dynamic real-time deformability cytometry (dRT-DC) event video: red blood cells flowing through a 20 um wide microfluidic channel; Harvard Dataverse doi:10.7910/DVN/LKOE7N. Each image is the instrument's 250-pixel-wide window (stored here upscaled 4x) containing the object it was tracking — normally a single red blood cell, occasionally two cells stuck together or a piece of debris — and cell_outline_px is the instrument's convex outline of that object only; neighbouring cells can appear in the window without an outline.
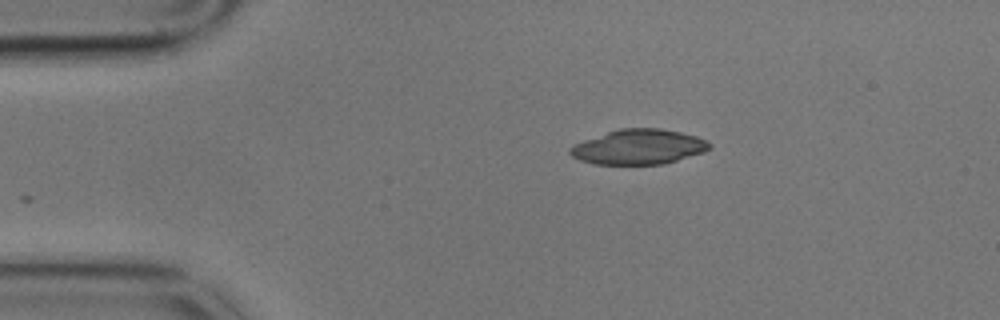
{"species": "common noctule bat (a hibernating species)", "species_latin": "Nyctalus noctula", "temperature_condition": "cold", "stored_images_in_passage": 48, "camera_frame_rate_fps": 3000, "um_per_image_px": 0.085, "animal": {"sex": "male", "body_mass_g": 17.9}, "frame": {"image": 1, "passage_image": 1, "time_ms": 0.0, "image_size_px": [1000, 320], "cell_outline_px": [[712, 148], [704, 152], [664, 164], [596, 164], [580, 160], [572, 156], [568, 152], [568, 148], [584, 140], [620, 128], [660, 128], [680, 132], [696, 136], [708, 140], [712, 144]], "centroid_in_image_um": [54.32, 12.48], "position_along_channel_um": 30.7, "area_um2": 28.38}}
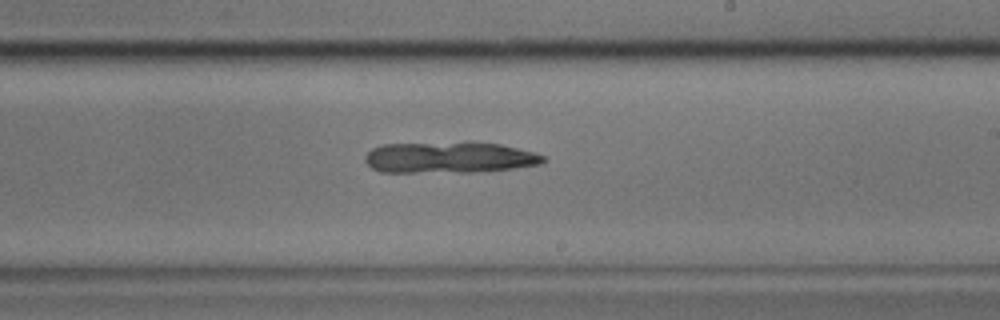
{"frame": {"image": 2, "passage_image": 24, "time_ms": 7.667, "image_size_px": [1000, 320], "cell_outline_px": [[544, 160], [540, 164], [512, 168], [472, 172], [380, 172], [372, 168], [364, 160], [364, 156], [372, 148], [384, 144], [500, 144], [532, 152], [544, 156]], "centroid_in_image_um": [38.12, 13.42], "position_along_channel_um": 250.9, "area_um2": 31.33}}
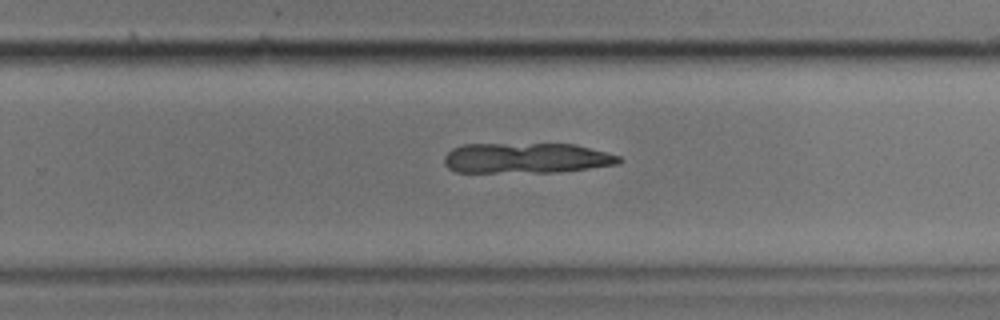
{"frame": {"image": 3, "passage_image": 27, "time_ms": 8.667, "image_size_px": [1000, 320], "cell_outline_px": [[624, 160], [620, 164], [556, 172], [456, 172], [448, 168], [444, 164], [444, 156], [452, 148], [464, 144], [576, 144], [608, 152], [620, 156]], "centroid_in_image_um": [44.76, 13.43], "position_along_channel_um": 285.0, "area_um2": 31.15}}